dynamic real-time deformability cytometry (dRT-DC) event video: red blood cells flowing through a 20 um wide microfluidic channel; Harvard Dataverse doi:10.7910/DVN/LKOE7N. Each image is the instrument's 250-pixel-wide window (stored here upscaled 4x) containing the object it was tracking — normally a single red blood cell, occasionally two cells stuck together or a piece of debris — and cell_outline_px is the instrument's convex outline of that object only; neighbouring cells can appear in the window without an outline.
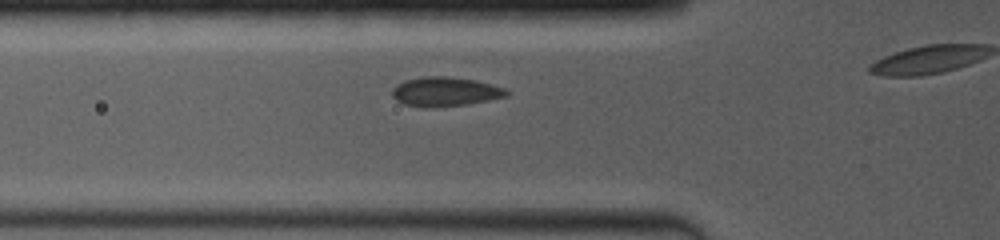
{"species": "common noctule bat (a hibernating species)", "species_latin": "Nyctalus noctula", "temperature_condition": "room temperature", "stored_images_in_passage": 11, "camera_frame_rate_fps": 4000, "um_per_image_px": 0.085, "animal": {"sex": "female", "body_mass_g": 19.0, "forearm_length_mm": 53.3}, "frame": {"image": 1, "passage_image": 2, "time_ms": 0.25, "image_size_px": [1000, 240], "cell_outline_px": [[508, 96], [468, 104], [432, 108], [424, 108], [404, 104], [396, 100], [392, 96], [392, 88], [396, 84], [404, 80], [424, 76], [444, 76], [476, 80], [492, 84], [504, 88], [508, 92]], "centroid_in_image_um": [37.8, 7.8], "position_along_channel_um": 88.0, "area_um2": 19.71}}
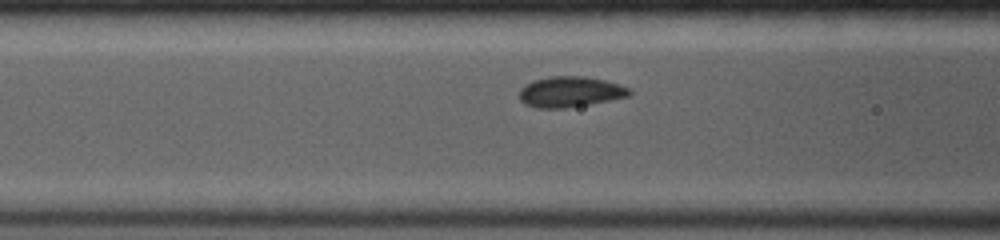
{"frame": {"image": 2, "passage_image": 6, "time_ms": 1.0, "image_size_px": [1000, 240], "cell_outline_px": [[632, 92], [628, 96], [588, 104], [564, 108], [536, 108], [524, 104], [520, 100], [520, 88], [524, 84], [548, 76], [584, 76], [604, 80], [628, 88]], "centroid_in_image_um": [48.4, 7.8], "position_along_channel_um": 118.2, "area_um2": 19.42}}